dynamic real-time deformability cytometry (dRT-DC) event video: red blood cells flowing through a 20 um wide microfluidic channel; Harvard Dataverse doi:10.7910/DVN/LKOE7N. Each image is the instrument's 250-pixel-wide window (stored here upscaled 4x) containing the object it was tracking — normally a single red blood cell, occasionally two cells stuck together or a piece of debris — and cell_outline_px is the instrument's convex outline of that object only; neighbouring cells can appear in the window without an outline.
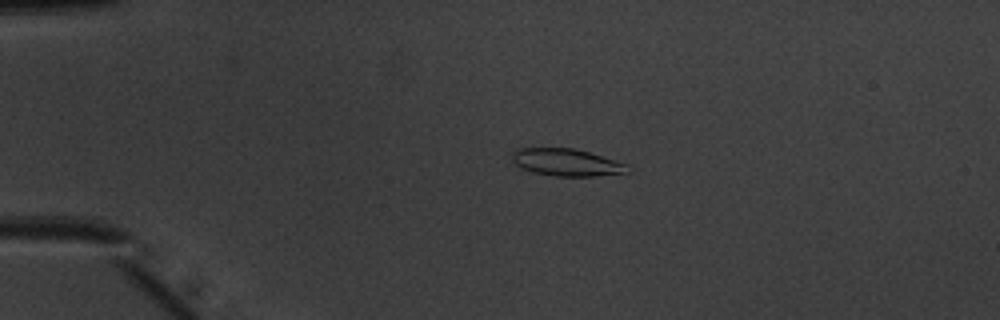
{"species": "common noctule bat (a hibernating species)", "species_latin": "Nyctalus noctula", "temperature_condition": "warm", "stored_images_in_passage": 42, "camera_frame_rate_fps": 3000, "um_per_image_px": 0.085, "animal": {"sex": "male", "body_mass_g": 20.1, "forearm_length_mm": 53.5}, "frame": {"image": 1, "passage_image": 2, "time_ms": 0.333, "image_size_px": [1000, 320], "cell_outline_px": [[632, 172], [596, 176], [556, 176], [532, 172], [516, 164], [512, 160], [512, 152], [516, 148], [576, 148], [628, 164]], "centroid_in_image_um": [48.2, 13.8], "position_along_channel_um": 36.8, "area_um2": 18.44}}
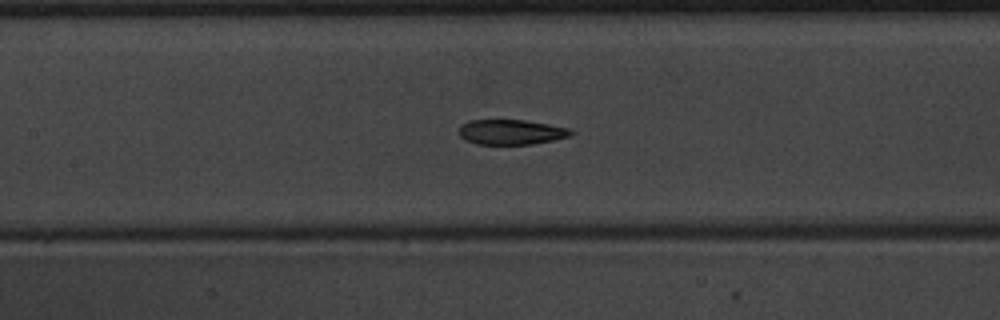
{"frame": {"image": 2, "passage_image": 15, "time_ms": 4.667, "image_size_px": [1000, 320], "cell_outline_px": [[576, 132], [572, 136], [532, 144], [476, 144], [464, 140], [460, 136], [460, 124], [468, 120], [524, 120], [572, 128]], "centroid_in_image_um": [43.48, 11.22], "position_along_channel_um": 163.9, "area_um2": 16.53}}
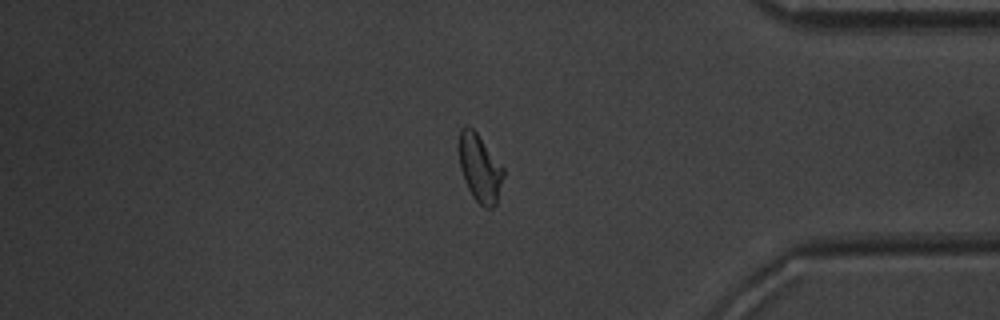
{"frame": {"image": 3, "passage_image": 34, "time_ms": 11.0, "image_size_px": [1000, 320], "cell_outline_px": [[504, 176], [496, 204], [492, 208], [484, 208], [472, 196], [464, 180], [460, 168], [460, 128], [464, 124], [468, 124], [476, 132], [504, 168]], "centroid_in_image_um": [40.79, 14.29], "position_along_channel_um": 394.4, "area_um2": 17.4}, "authors_computed_cell_mechanics": {"area_um2": 17.8313, "velocity_mm_per_s": 3.975, "shape_relaxation_time_tau1_ms": 3.3654, "shape_relaxation_time_tau2_ms": 1.4852, "deformation_change_tau1": 0.1402, "deformation_change_tau2": 0.0625}}